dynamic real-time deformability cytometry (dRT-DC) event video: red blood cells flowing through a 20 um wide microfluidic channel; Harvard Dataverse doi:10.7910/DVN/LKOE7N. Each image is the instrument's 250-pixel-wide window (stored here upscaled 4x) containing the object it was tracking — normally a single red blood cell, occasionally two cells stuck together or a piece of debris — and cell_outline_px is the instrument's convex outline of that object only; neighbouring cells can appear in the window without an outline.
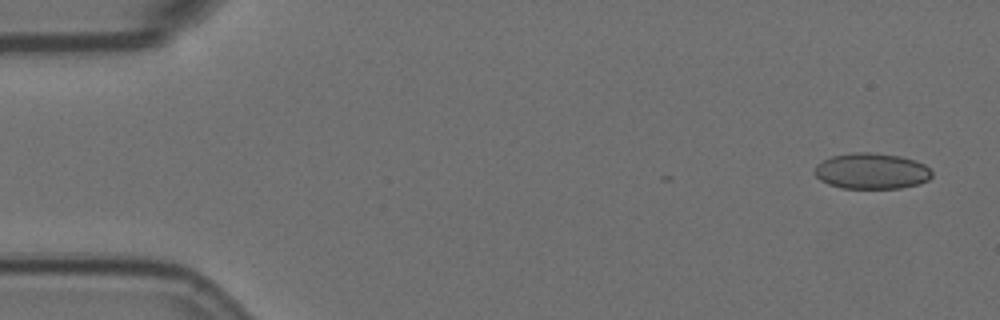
{"species": "Egyptian fruit bat (a non-hibernating species)", "species_latin": "Rousettus aegyptiacus", "temperature_condition": "room temperature", "stored_images_in_passage": 5, "camera_frame_rate_fps": 3000, "um_per_image_px": 0.085, "animal": {"sex": "female"}, "frame": {"image": 1, "passage_image": 1, "time_ms": 0.0, "image_size_px": [1000, 320], "cell_outline_px": [[932, 176], [928, 180], [920, 184], [900, 188], [840, 188], [828, 184], [820, 180], [816, 176], [816, 164], [832, 156], [852, 152], [876, 152], [900, 156], [916, 160], [924, 164], [932, 172]], "centroid_in_image_um": [74.1, 14.53], "position_along_channel_um": 10.9, "area_um2": 24.68}}
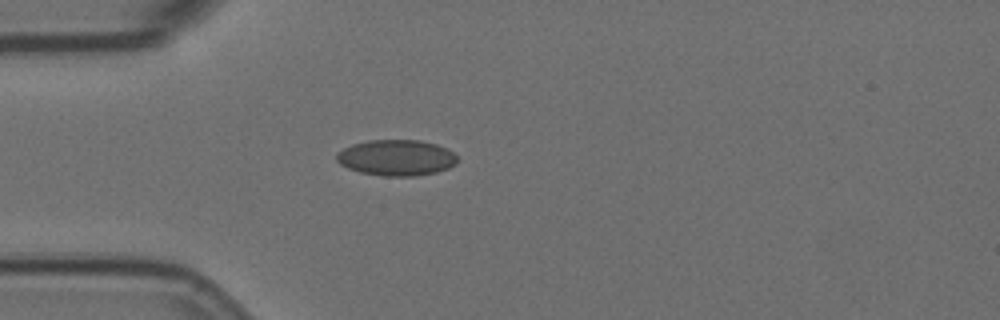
{"frame": {"image": 2, "passage_image": 5, "time_ms": 1.333, "image_size_px": [1000, 320], "cell_outline_px": [[460, 160], [456, 164], [448, 168], [436, 172], [416, 176], [384, 176], [360, 172], [348, 168], [340, 164], [336, 160], [336, 152], [352, 144], [368, 140], [420, 140], [436, 144], [452, 152]], "centroid_in_image_um": [33.68, 13.4], "position_along_channel_um": 51.3, "area_um2": 25.37}}